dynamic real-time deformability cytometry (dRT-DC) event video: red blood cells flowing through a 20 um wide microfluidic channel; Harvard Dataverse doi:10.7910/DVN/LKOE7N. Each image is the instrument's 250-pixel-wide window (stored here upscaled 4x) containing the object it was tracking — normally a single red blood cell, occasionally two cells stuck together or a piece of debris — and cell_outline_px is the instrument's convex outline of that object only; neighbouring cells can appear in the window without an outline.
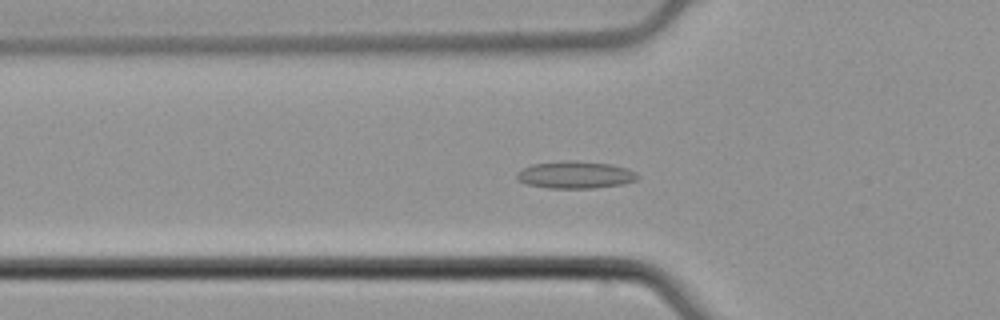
{"species": "common noctule bat (a hibernating species)", "species_latin": "Nyctalus noctula", "temperature_condition": "cold", "stored_images_in_passage": 55, "camera_frame_rate_fps": 3000, "um_per_image_px": 0.085, "animal": {"sex": "male", "body_mass_g": 21.5, "forearm_length_mm": 52.0}, "frame": {"image": 1, "passage_image": 20, "time_ms": 6.333, "image_size_px": [1000, 320], "cell_outline_px": [[640, 176], [636, 180], [624, 184], [592, 188], [548, 188], [528, 184], [516, 180], [516, 172], [532, 164], [572, 160], [576, 160], [612, 164], [628, 168], [636, 172]], "centroid_in_image_um": [48.93, 14.86], "position_along_channel_um": 76.9, "area_um2": 19.31}}
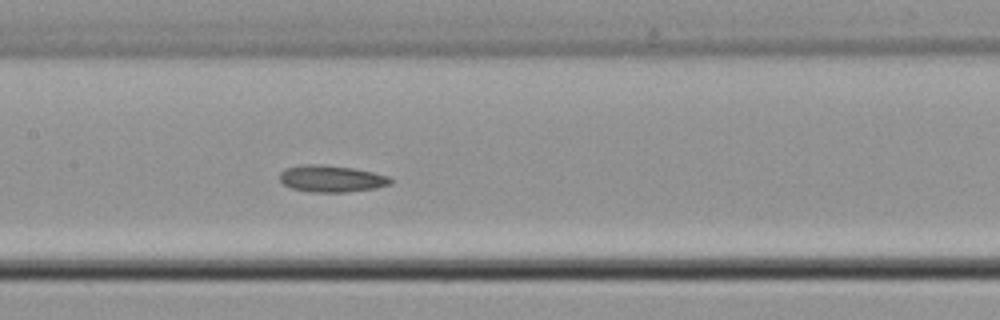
{"frame": {"image": 2, "passage_image": 28, "time_ms": 9.0, "image_size_px": [1000, 320], "cell_outline_px": [[392, 184], [376, 188], [344, 192], [308, 192], [292, 188], [284, 184], [280, 180], [280, 172], [284, 168], [300, 164], [324, 164], [352, 168], [372, 172], [388, 176], [392, 180]], "centroid_in_image_um": [28.14, 15.18], "position_along_channel_um": 179.3, "area_um2": 17.4}}
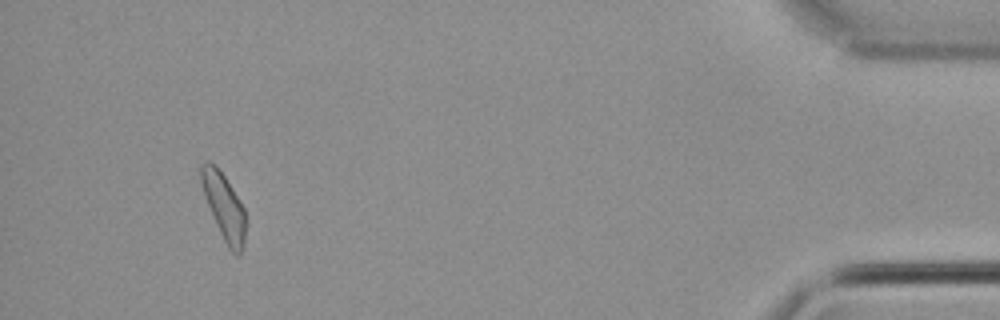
{"frame": {"image": 3, "passage_image": 52, "time_ms": 17.0, "image_size_px": [1000, 320], "cell_outline_px": [[244, 244], [240, 256], [236, 256], [228, 248], [216, 224], [208, 204], [196, 168], [200, 164], [208, 160], [216, 164], [240, 200], [244, 208]], "centroid_in_image_um": [19.0, 17.49], "position_along_channel_um": 416.2, "area_um2": 17.17}, "authors_computed_cell_mechanics": {"area_um2": 17.3978, "velocity_mm_per_s": 3.8604, "shape_relaxation_time_tau1_ms": 4.8557, "shape_relaxation_time_tau2_ms": 4.4287, "deformation_change_tau1": 0.0712, "deformation_change_tau2": 0.1029}}